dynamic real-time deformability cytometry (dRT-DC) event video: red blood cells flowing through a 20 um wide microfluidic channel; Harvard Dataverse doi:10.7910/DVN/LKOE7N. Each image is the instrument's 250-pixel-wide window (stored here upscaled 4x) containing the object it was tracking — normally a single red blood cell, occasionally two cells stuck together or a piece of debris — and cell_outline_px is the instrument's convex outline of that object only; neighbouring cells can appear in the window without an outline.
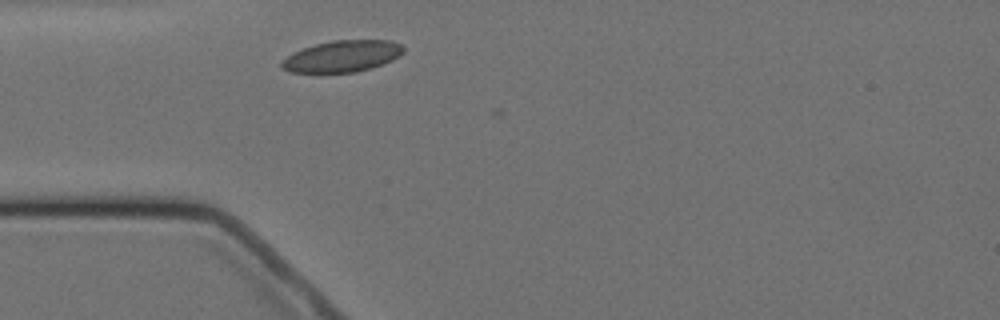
{"species": "Egyptian fruit bat (a non-hibernating species)", "species_latin": "Rousettus aegyptiacus", "temperature_condition": "cold", "stored_images_in_passage": 2, "camera_frame_rate_fps": 3000, "um_per_image_px": 0.085, "animal": {"sex": "female"}, "frame": {"image": 1, "passage_image": 1, "time_ms": 0.0, "image_size_px": [1000, 320], "cell_outline_px": [[404, 52], [392, 60], [372, 68], [356, 72], [292, 72], [284, 68], [280, 64], [280, 60], [292, 52], [316, 44], [332, 40], [388, 40], [400, 44], [404, 48]], "centroid_in_image_um": [29.08, 4.77], "position_along_channel_um": 55.9, "area_um2": 22.25}}